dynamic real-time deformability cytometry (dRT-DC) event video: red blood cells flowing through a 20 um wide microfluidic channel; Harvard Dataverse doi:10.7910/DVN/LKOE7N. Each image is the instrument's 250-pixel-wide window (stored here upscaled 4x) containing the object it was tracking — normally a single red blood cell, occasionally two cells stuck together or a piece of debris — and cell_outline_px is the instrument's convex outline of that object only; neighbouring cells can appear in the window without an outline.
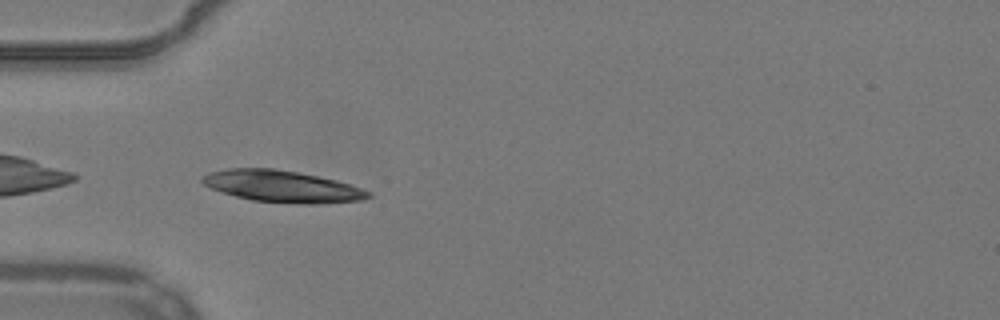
{"species": "common noctule bat (a hibernating species)", "species_latin": "Nyctalus noctula", "temperature_condition": "warm", "stored_images_in_passage": 38, "camera_frame_rate_fps": 3000, "um_per_image_px": 0.085, "animal": {"sex": "male", "body_mass_g": 19.2, "forearm_length_mm": 51.8}, "frame": {"image": 1, "passage_image": 2, "time_ms": 0.333, "image_size_px": [1000, 320], "cell_outline_px": [[372, 196], [360, 200], [316, 204], [300, 204], [252, 200], [236, 196], [212, 188], [204, 184], [200, 180], [208, 172], [228, 168], [276, 168], [336, 180], [372, 192]], "centroid_in_image_um": [23.98, 15.84], "position_along_channel_um": 61.0, "area_um2": 30.4}}
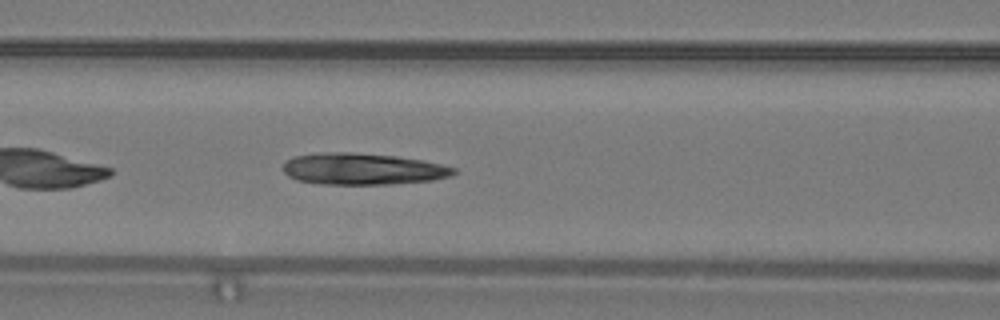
{"frame": {"image": 2, "passage_image": 8, "time_ms": 2.333, "image_size_px": [1000, 320], "cell_outline_px": [[456, 172], [452, 176], [432, 180], [388, 184], [324, 184], [296, 180], [288, 176], [284, 172], [284, 160], [292, 156], [324, 152], [352, 152], [396, 156], [420, 160], [440, 164], [456, 168]], "centroid_in_image_um": [30.79, 14.35], "position_along_channel_um": 135.8, "area_um2": 31.39}}
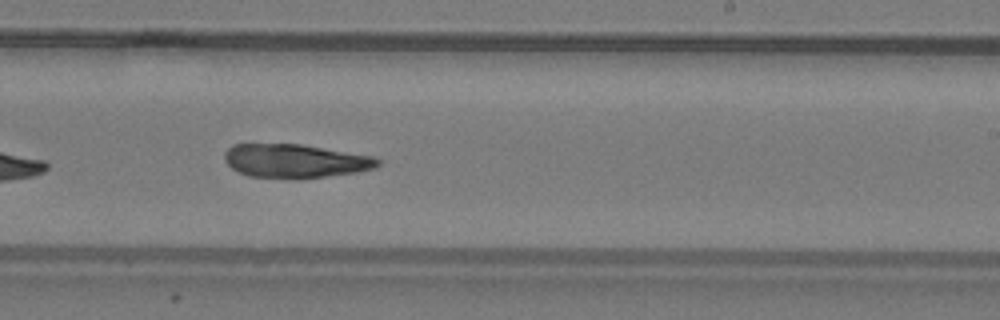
{"frame": {"image": 3, "passage_image": 18, "time_ms": 5.667, "image_size_px": [1000, 320], "cell_outline_px": [[380, 164], [376, 168], [356, 172], [292, 180], [248, 176], [232, 168], [224, 160], [224, 152], [232, 144], [300, 144], [372, 156], [380, 160]], "centroid_in_image_um": [25.06, 13.69], "position_along_channel_um": 263.9, "area_um2": 30.23}}